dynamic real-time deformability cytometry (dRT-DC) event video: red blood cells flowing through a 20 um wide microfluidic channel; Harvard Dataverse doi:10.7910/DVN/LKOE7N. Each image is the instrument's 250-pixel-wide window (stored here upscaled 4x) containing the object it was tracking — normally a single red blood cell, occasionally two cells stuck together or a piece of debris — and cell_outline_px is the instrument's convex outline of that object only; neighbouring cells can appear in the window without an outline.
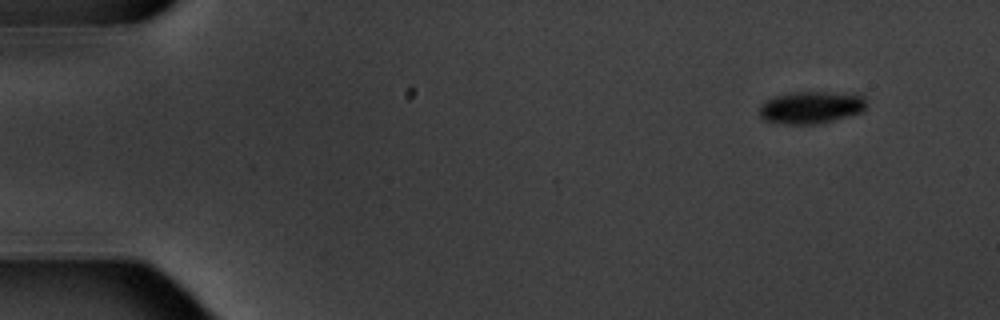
{"species": "common noctule bat (a hibernating species)", "species_latin": "Nyctalus noctula", "temperature_condition": "warm", "stored_images_in_passage": 9, "camera_frame_rate_fps": 3000, "um_per_image_px": 0.085, "animal": {"sex": "male", "body_mass_g": 20.1, "forearm_length_mm": 53.5}, "frame": {"image": 1, "passage_image": 1, "time_ms": 0.0, "image_size_px": [1000, 320], "cell_outline_px": [[868, 104], [864, 112], [816, 124], [784, 124], [764, 120], [760, 116], [760, 104], [776, 96], [796, 92], [856, 92], [864, 96]], "centroid_in_image_um": [69.03, 9.11], "position_along_channel_um": 16.0, "area_um2": 20.4}}
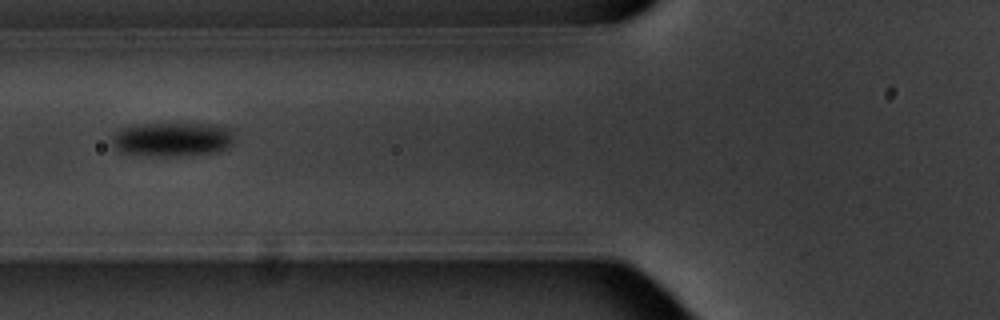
{"frame": {"image": 2, "passage_image": 6, "time_ms": 6.0, "image_size_px": [1000, 320], "cell_outline_px": [[232, 144], [216, 152], [188, 156], [156, 156], [120, 152], [112, 144], [112, 136], [120, 128], [144, 124], [224, 124], [228, 128], [232, 136]], "centroid_in_image_um": [14.65, 11.85], "position_along_channel_um": 111.2, "area_um2": 24.33}}